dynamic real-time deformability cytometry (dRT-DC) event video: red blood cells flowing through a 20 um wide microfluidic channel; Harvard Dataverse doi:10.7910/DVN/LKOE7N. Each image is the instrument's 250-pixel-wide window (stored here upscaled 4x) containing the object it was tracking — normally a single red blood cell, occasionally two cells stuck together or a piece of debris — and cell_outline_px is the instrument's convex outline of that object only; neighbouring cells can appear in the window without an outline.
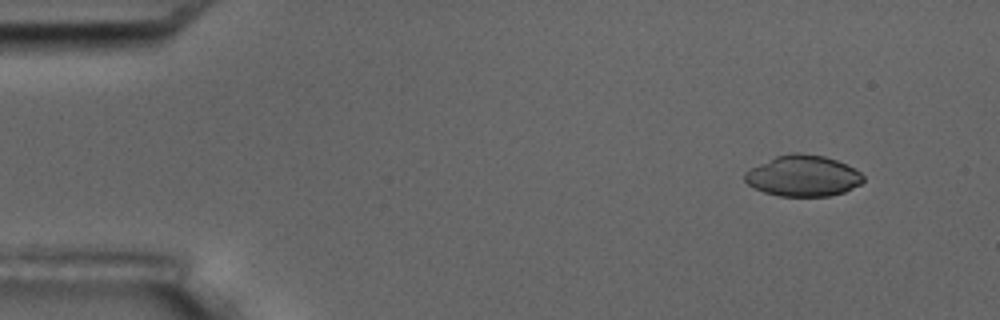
{"species": "common noctule bat (a hibernating species)", "species_latin": "Nyctalus noctula", "temperature_condition": "room temperature", "stored_images_in_passage": 6, "camera_frame_rate_fps": 3000, "um_per_image_px": 0.085, "animal": {"sex": "male", "body_mass_g": 17.5, "forearm_length_mm": 52.3}, "frame": {"image": 1, "passage_image": 2, "time_ms": 1.0, "image_size_px": [1000, 320], "cell_outline_px": [[864, 180], [860, 184], [844, 192], [828, 196], [780, 196], [764, 192], [748, 184], [744, 180], [744, 172], [776, 156], [792, 152], [800, 152], [824, 156], [836, 160], [856, 168], [864, 176]], "centroid_in_image_um": [68.28, 14.94], "position_along_channel_um": 16.7, "area_um2": 28.26}}